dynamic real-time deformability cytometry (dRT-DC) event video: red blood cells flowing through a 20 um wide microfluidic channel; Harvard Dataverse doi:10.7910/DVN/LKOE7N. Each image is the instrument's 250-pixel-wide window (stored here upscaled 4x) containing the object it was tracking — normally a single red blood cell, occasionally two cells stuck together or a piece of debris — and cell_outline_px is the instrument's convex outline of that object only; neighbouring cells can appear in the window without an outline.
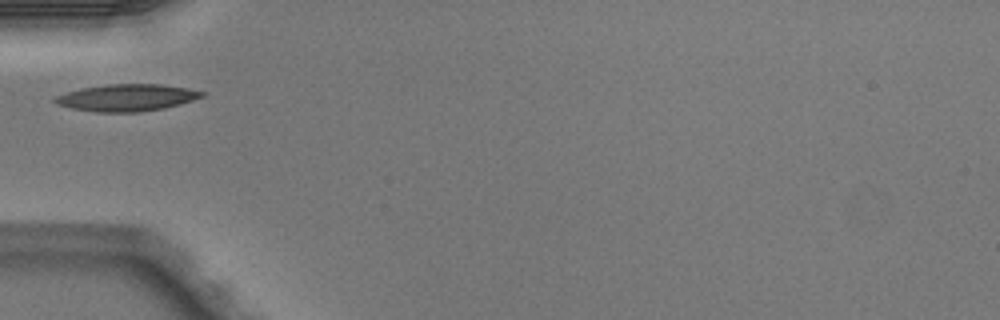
{"species": "Egyptian fruit bat (a non-hibernating species)", "species_latin": "Rousettus aegyptiacus", "temperature_condition": "warm", "stored_images_in_passage": 2, "camera_frame_rate_fps": 3000, "um_per_image_px": 0.085, "animal": {"sex": "male"}, "frame": {"image": 1, "passage_image": 1, "time_ms": 0.0, "image_size_px": [1000, 320], "cell_outline_px": [[208, 92], [204, 96], [180, 104], [164, 108], [140, 112], [96, 112], [72, 108], [56, 104], [52, 100], [56, 96], [68, 92], [84, 88], [108, 84], [160, 84], [188, 88]], "centroid_in_image_um": [10.82, 8.3], "position_along_channel_um": 74.2, "area_um2": 23.0}}
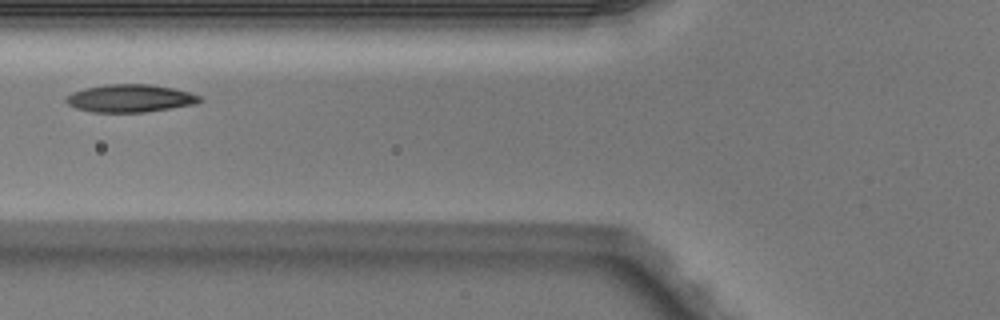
{"frame": {"image": 2, "passage_image": 2, "time_ms": 0.333, "image_size_px": [1000, 320], "cell_outline_px": [[204, 100], [196, 104], [144, 112], [92, 112], [76, 108], [68, 104], [64, 100], [64, 96], [72, 92], [84, 88], [108, 84], [152, 84], [172, 88], [188, 92], [200, 96]], "centroid_in_image_um": [11.03, 8.35], "position_along_channel_um": 114.8, "area_um2": 21.68}}